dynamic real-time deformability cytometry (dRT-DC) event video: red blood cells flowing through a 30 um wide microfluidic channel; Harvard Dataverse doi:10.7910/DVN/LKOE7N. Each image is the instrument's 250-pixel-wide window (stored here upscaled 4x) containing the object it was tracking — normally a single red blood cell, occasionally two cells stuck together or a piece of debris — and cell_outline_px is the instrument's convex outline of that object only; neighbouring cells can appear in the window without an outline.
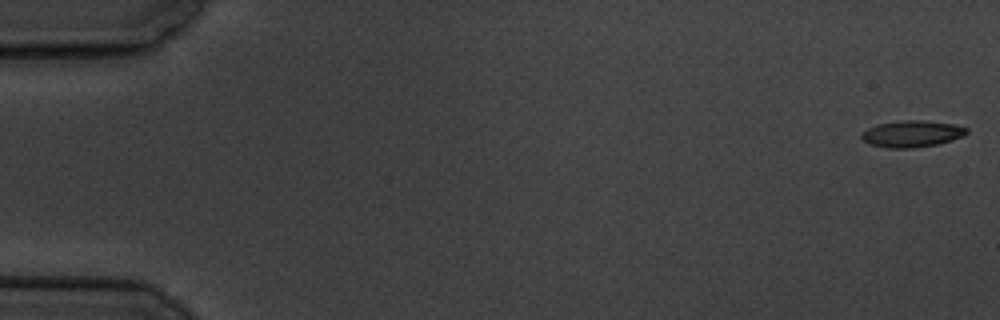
{"species": "common noctule bat (a hibernating species)", "species_latin": "Nyctalus noctula", "temperature_condition": "cold", "stored_images_in_passage": 7, "camera_frame_rate_fps": 3000, "um_per_image_px": 0.085, "animal": {"sex": "male", "body_mass_g": 19.5, "forearm_length_mm": 54.6}, "frame": {"image": 1, "passage_image": 1, "time_ms": 0.0, "image_size_px": [1000, 320], "cell_outline_px": [[968, 132], [960, 136], [940, 144], [912, 148], [888, 148], [868, 144], [860, 136], [860, 132], [868, 128], [880, 124], [900, 120], [924, 120], [952, 124], [968, 128]], "centroid_in_image_um": [77.47, 11.37], "position_along_channel_um": 7.5, "area_um2": 16.24}}
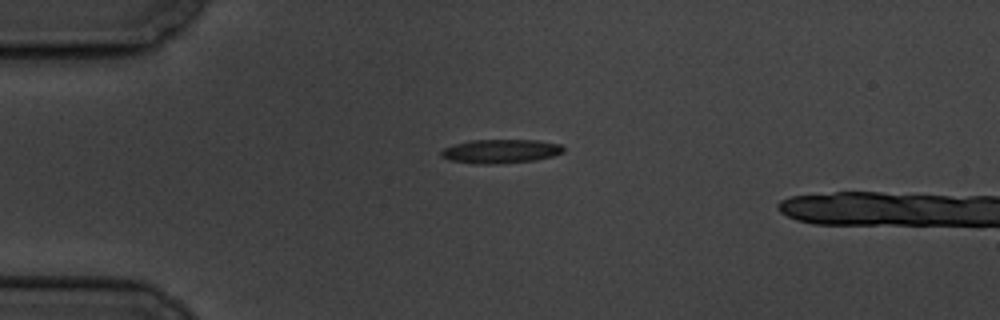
{"frame": {"image": 2, "passage_image": 5, "time_ms": 4.667, "image_size_px": [1000, 320], "cell_outline_px": [[564, 152], [552, 156], [536, 160], [484, 164], [476, 164], [448, 160], [440, 156], [440, 152], [444, 148], [456, 144], [472, 140], [536, 140], [560, 144], [564, 148]], "centroid_in_image_um": [42.54, 12.85], "position_along_channel_um": 42.5, "area_um2": 16.88}}